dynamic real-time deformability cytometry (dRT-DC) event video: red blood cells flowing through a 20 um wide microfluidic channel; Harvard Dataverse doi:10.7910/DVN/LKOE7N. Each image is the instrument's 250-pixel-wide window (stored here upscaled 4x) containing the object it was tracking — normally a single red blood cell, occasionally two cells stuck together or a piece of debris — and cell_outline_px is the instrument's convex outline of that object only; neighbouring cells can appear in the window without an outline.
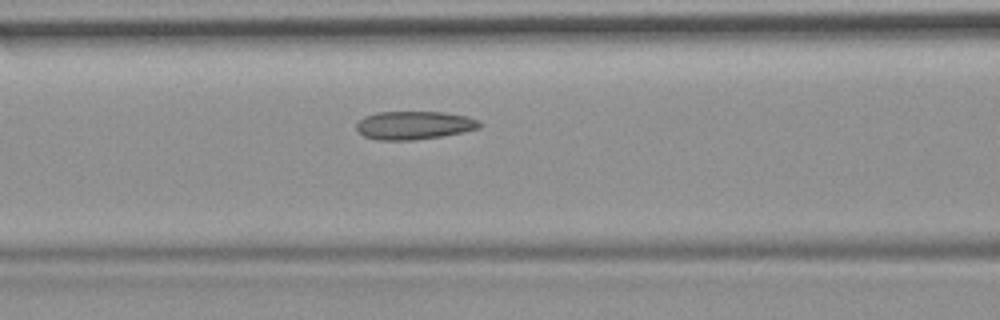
{"species": "common noctule bat (a hibernating species)", "species_latin": "Nyctalus noctula", "temperature_condition": "room temperature", "stored_images_in_passage": 3, "camera_frame_rate_fps": 3000, "um_per_image_px": 0.085, "animal": {"sex": "female", "body_mass_g": 19.9}, "frame": {"image": 1, "passage_image": 3, "time_ms": 3.333, "image_size_px": [1000, 320], "cell_outline_px": [[484, 124], [480, 128], [440, 136], [412, 140], [376, 140], [364, 136], [356, 128], [356, 124], [364, 116], [380, 112], [444, 112], [468, 116], [480, 120]], "centroid_in_image_um": [35.23, 10.64], "position_along_channel_um": 131.4, "area_um2": 20.29}}